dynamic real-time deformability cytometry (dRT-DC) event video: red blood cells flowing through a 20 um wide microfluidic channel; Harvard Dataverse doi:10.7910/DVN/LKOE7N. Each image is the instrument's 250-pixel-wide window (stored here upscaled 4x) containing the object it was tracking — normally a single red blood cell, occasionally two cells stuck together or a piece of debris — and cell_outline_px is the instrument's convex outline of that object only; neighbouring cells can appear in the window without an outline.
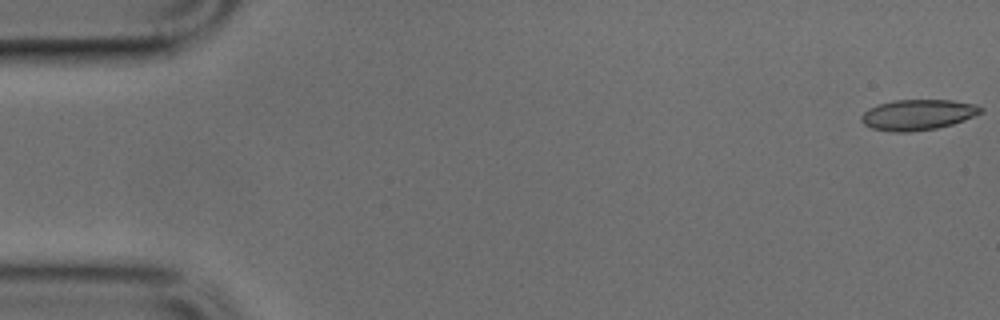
{"species": "common noctule bat (a hibernating species)", "species_latin": "Nyctalus noctula", "temperature_condition": "cold", "stored_images_in_passage": 10, "segment_of_instrument_passage": [1, 2], "camera_frame_rate_fps": 3000, "um_per_image_px": 0.085, "animal": {"sex": "male", "body_mass_g": 17.9, "forearm_length_mm": 54.2}, "frame": {"image": 1, "passage_image": 1, "time_ms": 0.0, "image_size_px": [1000, 320], "cell_outline_px": [[984, 112], [964, 120], [952, 124], [936, 128], [908, 132], [892, 132], [872, 128], [864, 124], [860, 120], [860, 116], [868, 108], [892, 100], [952, 100], [976, 104], [984, 108]], "centroid_in_image_um": [78.03, 9.75], "position_along_channel_um": 7.0, "area_um2": 21.39}}